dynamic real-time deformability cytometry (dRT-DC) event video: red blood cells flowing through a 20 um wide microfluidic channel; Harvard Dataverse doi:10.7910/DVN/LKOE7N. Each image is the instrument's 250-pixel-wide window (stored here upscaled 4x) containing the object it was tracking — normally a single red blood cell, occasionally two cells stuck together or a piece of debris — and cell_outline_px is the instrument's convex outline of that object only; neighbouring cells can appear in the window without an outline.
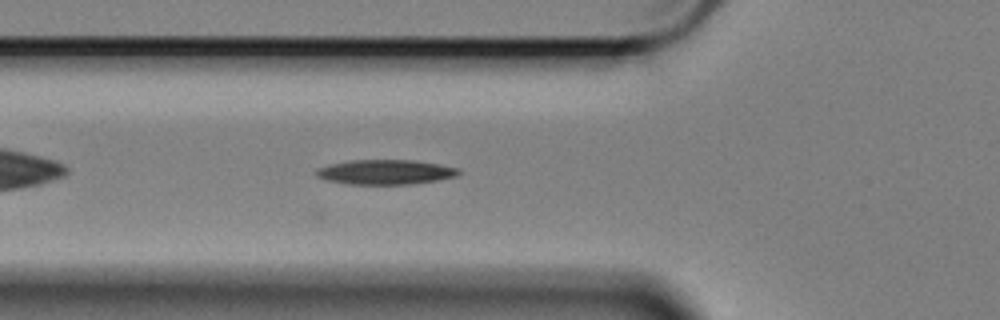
{"species": "Egyptian fruit bat (a non-hibernating species)", "species_latin": "Rousettus aegyptiacus", "temperature_condition": "cold", "stored_images_in_passage": 38, "camera_frame_rate_fps": 3000, "um_per_image_px": 0.085, "animal": {"sex": "female"}, "frame": {"image": 1, "passage_image": 11, "time_ms": 3.333, "image_size_px": [1000, 320], "cell_outline_px": [[460, 172], [456, 176], [436, 180], [412, 184], [348, 184], [324, 180], [316, 176], [316, 168], [328, 164], [352, 160], [412, 160], [440, 164], [460, 168]], "centroid_in_image_um": [32.73, 14.62], "position_along_channel_um": 93.1, "area_um2": 20.63}}
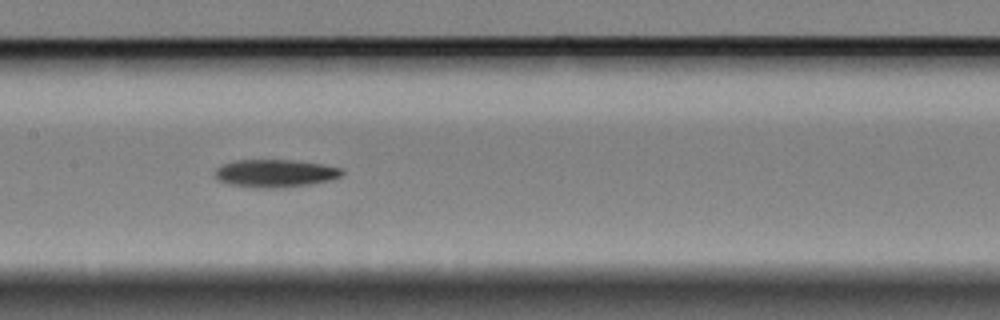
{"frame": {"image": 2, "passage_image": 19, "time_ms": 6.0, "image_size_px": [1000, 320], "cell_outline_px": [[344, 172], [340, 176], [332, 180], [312, 184], [284, 188], [260, 188], [228, 184], [220, 180], [216, 176], [216, 168], [224, 164], [236, 160], [292, 160], [320, 164], [344, 168]], "centroid_in_image_um": [23.45, 14.74], "position_along_channel_um": 184.0, "area_um2": 20.58}}
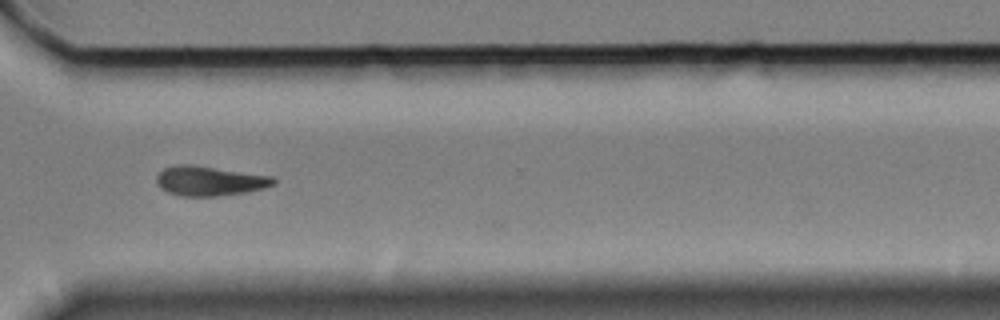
{"frame": {"image": 3, "passage_image": 34, "time_ms": 11.0, "image_size_px": [1000, 320], "cell_outline_px": [[276, 184], [264, 188], [248, 192], [216, 196], [180, 196], [168, 192], [160, 188], [156, 184], [156, 176], [164, 168], [176, 164], [192, 164], [272, 176], [276, 180]], "centroid_in_image_um": [17.8, 15.37], "position_along_channel_um": 352.8, "area_um2": 20.4}, "authors_computed_cell_mechanics": {"area_um2": 20.2011, "velocity_mm_per_s": 3.3769, "shape_relaxation_time_tau1_ms": 6.4926, "shape_relaxation_time_tau2_ms": null, "deformation_change_tau1": 0.1502, "deformation_change_tau2": null}}